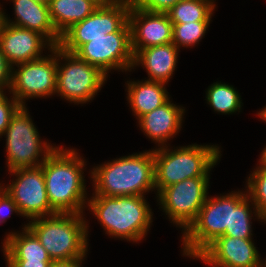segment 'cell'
Wrapping results in <instances>:
<instances>
[{"label":"cell","mask_w":266,"mask_h":267,"mask_svg":"<svg viewBox=\"0 0 266 267\" xmlns=\"http://www.w3.org/2000/svg\"><path fill=\"white\" fill-rule=\"evenodd\" d=\"M79 156L72 148L57 147L40 165L50 207L55 213L83 214L87 204L85 161Z\"/></svg>","instance_id":"6da1fadb"},{"label":"cell","mask_w":266,"mask_h":267,"mask_svg":"<svg viewBox=\"0 0 266 267\" xmlns=\"http://www.w3.org/2000/svg\"><path fill=\"white\" fill-rule=\"evenodd\" d=\"M91 178L95 195L144 196L155 190L153 150L105 162L93 168Z\"/></svg>","instance_id":"7a4b0ae2"},{"label":"cell","mask_w":266,"mask_h":267,"mask_svg":"<svg viewBox=\"0 0 266 267\" xmlns=\"http://www.w3.org/2000/svg\"><path fill=\"white\" fill-rule=\"evenodd\" d=\"M88 207L106 230V234L138 242L152 224V211L144 196L94 195Z\"/></svg>","instance_id":"3957f363"},{"label":"cell","mask_w":266,"mask_h":267,"mask_svg":"<svg viewBox=\"0 0 266 267\" xmlns=\"http://www.w3.org/2000/svg\"><path fill=\"white\" fill-rule=\"evenodd\" d=\"M83 214L56 213L29 221L52 261H68L85 257L88 248V223Z\"/></svg>","instance_id":"277c9868"},{"label":"cell","mask_w":266,"mask_h":267,"mask_svg":"<svg viewBox=\"0 0 266 267\" xmlns=\"http://www.w3.org/2000/svg\"><path fill=\"white\" fill-rule=\"evenodd\" d=\"M153 149L155 189L159 194L165 187L187 178L209 177L220 158V148L215 145L182 146L176 149Z\"/></svg>","instance_id":"5b68a950"},{"label":"cell","mask_w":266,"mask_h":267,"mask_svg":"<svg viewBox=\"0 0 266 267\" xmlns=\"http://www.w3.org/2000/svg\"><path fill=\"white\" fill-rule=\"evenodd\" d=\"M247 191H232L220 197L207 196L197 218L183 232V255L196 258L216 238L231 227L232 209L246 196Z\"/></svg>","instance_id":"8992f818"},{"label":"cell","mask_w":266,"mask_h":267,"mask_svg":"<svg viewBox=\"0 0 266 267\" xmlns=\"http://www.w3.org/2000/svg\"><path fill=\"white\" fill-rule=\"evenodd\" d=\"M3 135H6L8 171L40 166L57 148L48 142L42 143L25 105L13 114ZM40 156L43 157L39 159Z\"/></svg>","instance_id":"52a82bcc"},{"label":"cell","mask_w":266,"mask_h":267,"mask_svg":"<svg viewBox=\"0 0 266 267\" xmlns=\"http://www.w3.org/2000/svg\"><path fill=\"white\" fill-rule=\"evenodd\" d=\"M61 59L65 60L61 66ZM108 76L98 67L57 46L56 93L74 103H86L97 95Z\"/></svg>","instance_id":"ba28073f"},{"label":"cell","mask_w":266,"mask_h":267,"mask_svg":"<svg viewBox=\"0 0 266 267\" xmlns=\"http://www.w3.org/2000/svg\"><path fill=\"white\" fill-rule=\"evenodd\" d=\"M131 3L132 0H112L107 5L98 6L91 15L66 30L58 46L66 52L74 53L89 39L117 32L128 21Z\"/></svg>","instance_id":"9c48e42d"},{"label":"cell","mask_w":266,"mask_h":267,"mask_svg":"<svg viewBox=\"0 0 266 267\" xmlns=\"http://www.w3.org/2000/svg\"><path fill=\"white\" fill-rule=\"evenodd\" d=\"M209 177L187 178L165 187L157 198L171 223L185 232L197 218L208 195Z\"/></svg>","instance_id":"30bf717a"},{"label":"cell","mask_w":266,"mask_h":267,"mask_svg":"<svg viewBox=\"0 0 266 267\" xmlns=\"http://www.w3.org/2000/svg\"><path fill=\"white\" fill-rule=\"evenodd\" d=\"M74 54L85 62L98 67L104 74L109 70L131 71L134 55L131 48V28L127 21L117 32L102 38L89 39Z\"/></svg>","instance_id":"8fae6325"},{"label":"cell","mask_w":266,"mask_h":267,"mask_svg":"<svg viewBox=\"0 0 266 267\" xmlns=\"http://www.w3.org/2000/svg\"><path fill=\"white\" fill-rule=\"evenodd\" d=\"M50 52L49 57L43 55L39 59L16 64V71L12 68L9 92L21 105H25V99L48 97L56 93L57 46Z\"/></svg>","instance_id":"7c38bea8"},{"label":"cell","mask_w":266,"mask_h":267,"mask_svg":"<svg viewBox=\"0 0 266 267\" xmlns=\"http://www.w3.org/2000/svg\"><path fill=\"white\" fill-rule=\"evenodd\" d=\"M9 172L16 179L3 189L16 203L20 216L33 220L56 214L50 207L41 166L17 168Z\"/></svg>","instance_id":"4fadbf2b"},{"label":"cell","mask_w":266,"mask_h":267,"mask_svg":"<svg viewBox=\"0 0 266 267\" xmlns=\"http://www.w3.org/2000/svg\"><path fill=\"white\" fill-rule=\"evenodd\" d=\"M128 21L133 55L147 47L172 43L173 23L167 13L150 12L131 3Z\"/></svg>","instance_id":"5bb4252c"},{"label":"cell","mask_w":266,"mask_h":267,"mask_svg":"<svg viewBox=\"0 0 266 267\" xmlns=\"http://www.w3.org/2000/svg\"><path fill=\"white\" fill-rule=\"evenodd\" d=\"M252 239L222 235L197 257L212 267H261L262 260Z\"/></svg>","instance_id":"9a60e30c"},{"label":"cell","mask_w":266,"mask_h":267,"mask_svg":"<svg viewBox=\"0 0 266 267\" xmlns=\"http://www.w3.org/2000/svg\"><path fill=\"white\" fill-rule=\"evenodd\" d=\"M45 46L49 51L54 47L44 35L11 24H6L0 35L1 51L12 66L43 57Z\"/></svg>","instance_id":"2e32d148"},{"label":"cell","mask_w":266,"mask_h":267,"mask_svg":"<svg viewBox=\"0 0 266 267\" xmlns=\"http://www.w3.org/2000/svg\"><path fill=\"white\" fill-rule=\"evenodd\" d=\"M184 112V107L176 106L168 99L157 109L141 116L138 119L139 127L158 143V146L161 144L160 147H164V144L181 129Z\"/></svg>","instance_id":"e0dca14e"},{"label":"cell","mask_w":266,"mask_h":267,"mask_svg":"<svg viewBox=\"0 0 266 267\" xmlns=\"http://www.w3.org/2000/svg\"><path fill=\"white\" fill-rule=\"evenodd\" d=\"M15 11V21L6 23L17 27L36 31L44 35L54 46H58L61 36L56 32L49 14V6L33 0H12Z\"/></svg>","instance_id":"ac0fdd59"},{"label":"cell","mask_w":266,"mask_h":267,"mask_svg":"<svg viewBox=\"0 0 266 267\" xmlns=\"http://www.w3.org/2000/svg\"><path fill=\"white\" fill-rule=\"evenodd\" d=\"M178 51L173 43L141 49L134 55L133 69L142 64L149 75L148 80L166 84L176 69Z\"/></svg>","instance_id":"d6986e66"},{"label":"cell","mask_w":266,"mask_h":267,"mask_svg":"<svg viewBox=\"0 0 266 267\" xmlns=\"http://www.w3.org/2000/svg\"><path fill=\"white\" fill-rule=\"evenodd\" d=\"M127 98L137 119L163 105L170 97L165 83L143 80L129 81Z\"/></svg>","instance_id":"ffe728a7"},{"label":"cell","mask_w":266,"mask_h":267,"mask_svg":"<svg viewBox=\"0 0 266 267\" xmlns=\"http://www.w3.org/2000/svg\"><path fill=\"white\" fill-rule=\"evenodd\" d=\"M21 233H9L4 239L6 261H52L35 234L25 224Z\"/></svg>","instance_id":"44dd1931"},{"label":"cell","mask_w":266,"mask_h":267,"mask_svg":"<svg viewBox=\"0 0 266 267\" xmlns=\"http://www.w3.org/2000/svg\"><path fill=\"white\" fill-rule=\"evenodd\" d=\"M48 6L51 22L60 36L97 8L90 0H50Z\"/></svg>","instance_id":"7402d4cb"},{"label":"cell","mask_w":266,"mask_h":267,"mask_svg":"<svg viewBox=\"0 0 266 267\" xmlns=\"http://www.w3.org/2000/svg\"><path fill=\"white\" fill-rule=\"evenodd\" d=\"M214 0H180L168 12L172 23L211 21Z\"/></svg>","instance_id":"603a6c76"},{"label":"cell","mask_w":266,"mask_h":267,"mask_svg":"<svg viewBox=\"0 0 266 267\" xmlns=\"http://www.w3.org/2000/svg\"><path fill=\"white\" fill-rule=\"evenodd\" d=\"M240 99V94L233 86L221 82L213 83L206 92L207 103L213 110L223 114H232L241 110L242 100Z\"/></svg>","instance_id":"cb8c5ba5"},{"label":"cell","mask_w":266,"mask_h":267,"mask_svg":"<svg viewBox=\"0 0 266 267\" xmlns=\"http://www.w3.org/2000/svg\"><path fill=\"white\" fill-rule=\"evenodd\" d=\"M247 188L255 209L254 215L266 222V165L259 162V166L248 177Z\"/></svg>","instance_id":"d4e9b609"},{"label":"cell","mask_w":266,"mask_h":267,"mask_svg":"<svg viewBox=\"0 0 266 267\" xmlns=\"http://www.w3.org/2000/svg\"><path fill=\"white\" fill-rule=\"evenodd\" d=\"M251 198L247 195L234 209L230 229H226L224 235L241 239H252V211L249 204ZM250 207V208H249Z\"/></svg>","instance_id":"484cf974"},{"label":"cell","mask_w":266,"mask_h":267,"mask_svg":"<svg viewBox=\"0 0 266 267\" xmlns=\"http://www.w3.org/2000/svg\"><path fill=\"white\" fill-rule=\"evenodd\" d=\"M209 25L210 21L173 23L172 43L178 49L180 46H194L205 36Z\"/></svg>","instance_id":"4316f807"},{"label":"cell","mask_w":266,"mask_h":267,"mask_svg":"<svg viewBox=\"0 0 266 267\" xmlns=\"http://www.w3.org/2000/svg\"><path fill=\"white\" fill-rule=\"evenodd\" d=\"M20 106L21 104L14 97L10 100L4 95L0 99V136H3L13 114Z\"/></svg>","instance_id":"83f0119b"},{"label":"cell","mask_w":266,"mask_h":267,"mask_svg":"<svg viewBox=\"0 0 266 267\" xmlns=\"http://www.w3.org/2000/svg\"><path fill=\"white\" fill-rule=\"evenodd\" d=\"M180 0H132V3L150 12L167 13Z\"/></svg>","instance_id":"f1b7e54d"},{"label":"cell","mask_w":266,"mask_h":267,"mask_svg":"<svg viewBox=\"0 0 266 267\" xmlns=\"http://www.w3.org/2000/svg\"><path fill=\"white\" fill-rule=\"evenodd\" d=\"M1 185V184H0ZM4 186H0V223H4L6 221V217H9L13 212H20L17 208L14 200L9 196V194L3 189ZM7 212V213H6ZM8 215V216H7Z\"/></svg>","instance_id":"f546056e"},{"label":"cell","mask_w":266,"mask_h":267,"mask_svg":"<svg viewBox=\"0 0 266 267\" xmlns=\"http://www.w3.org/2000/svg\"><path fill=\"white\" fill-rule=\"evenodd\" d=\"M13 66L7 61L0 48V88L9 89L12 79Z\"/></svg>","instance_id":"4dcf8cb0"},{"label":"cell","mask_w":266,"mask_h":267,"mask_svg":"<svg viewBox=\"0 0 266 267\" xmlns=\"http://www.w3.org/2000/svg\"><path fill=\"white\" fill-rule=\"evenodd\" d=\"M53 261H7L6 267H50Z\"/></svg>","instance_id":"1f68e13d"},{"label":"cell","mask_w":266,"mask_h":267,"mask_svg":"<svg viewBox=\"0 0 266 267\" xmlns=\"http://www.w3.org/2000/svg\"><path fill=\"white\" fill-rule=\"evenodd\" d=\"M84 259V257H81L75 260L53 261L50 267H81V263Z\"/></svg>","instance_id":"d6a6232c"},{"label":"cell","mask_w":266,"mask_h":267,"mask_svg":"<svg viewBox=\"0 0 266 267\" xmlns=\"http://www.w3.org/2000/svg\"><path fill=\"white\" fill-rule=\"evenodd\" d=\"M1 7V6H0ZM6 16L5 12L2 11V9L0 8V35L2 34L6 23Z\"/></svg>","instance_id":"836d02e7"},{"label":"cell","mask_w":266,"mask_h":267,"mask_svg":"<svg viewBox=\"0 0 266 267\" xmlns=\"http://www.w3.org/2000/svg\"><path fill=\"white\" fill-rule=\"evenodd\" d=\"M92 1L97 7L98 6H104L109 4L112 0H90Z\"/></svg>","instance_id":"e575fe53"},{"label":"cell","mask_w":266,"mask_h":267,"mask_svg":"<svg viewBox=\"0 0 266 267\" xmlns=\"http://www.w3.org/2000/svg\"><path fill=\"white\" fill-rule=\"evenodd\" d=\"M261 158L260 161L262 164L266 165V147L264 148V150L261 152Z\"/></svg>","instance_id":"d590c367"},{"label":"cell","mask_w":266,"mask_h":267,"mask_svg":"<svg viewBox=\"0 0 266 267\" xmlns=\"http://www.w3.org/2000/svg\"><path fill=\"white\" fill-rule=\"evenodd\" d=\"M258 116L266 122V106L258 113Z\"/></svg>","instance_id":"8d00e7d4"},{"label":"cell","mask_w":266,"mask_h":267,"mask_svg":"<svg viewBox=\"0 0 266 267\" xmlns=\"http://www.w3.org/2000/svg\"><path fill=\"white\" fill-rule=\"evenodd\" d=\"M33 1L44 4V5H49V2H50V0H33Z\"/></svg>","instance_id":"74e56055"},{"label":"cell","mask_w":266,"mask_h":267,"mask_svg":"<svg viewBox=\"0 0 266 267\" xmlns=\"http://www.w3.org/2000/svg\"><path fill=\"white\" fill-rule=\"evenodd\" d=\"M3 90H5V89H1V88H0V99H1V98L4 96V94H5V93H3V92H4Z\"/></svg>","instance_id":"f35d334b"},{"label":"cell","mask_w":266,"mask_h":267,"mask_svg":"<svg viewBox=\"0 0 266 267\" xmlns=\"http://www.w3.org/2000/svg\"><path fill=\"white\" fill-rule=\"evenodd\" d=\"M261 267H266V260H265V262L264 261L262 262V266Z\"/></svg>","instance_id":"ab89813d"}]
</instances>
